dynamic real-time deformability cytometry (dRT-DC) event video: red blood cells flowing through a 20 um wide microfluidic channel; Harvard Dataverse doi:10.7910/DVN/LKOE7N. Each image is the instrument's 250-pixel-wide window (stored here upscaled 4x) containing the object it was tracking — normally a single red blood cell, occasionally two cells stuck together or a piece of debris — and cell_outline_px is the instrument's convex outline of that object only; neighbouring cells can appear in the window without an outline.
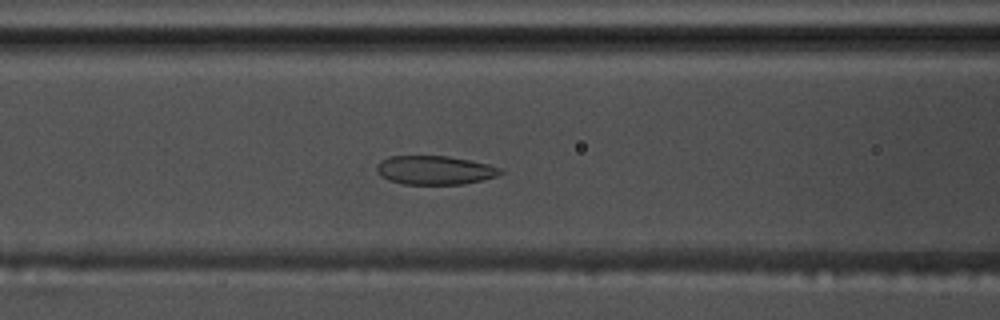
{"species": "common noctule bat (a hibernating species)", "species_latin": "Nyctalus noctula", "temperature_condition": "warm", "stored_images_in_passage": 58, "camera_frame_rate_fps": 3000, "um_per_image_px": 0.085, "animal": {"sex": "male", "body_mass_g": 17.5, "forearm_length_mm": 52.3}, "frame": {"image": 1, "passage_image": 24, "time_ms": 7.667, "image_size_px": [1000, 320], "cell_outline_px": [[504, 172], [496, 176], [484, 180], [464, 184], [404, 184], [388, 180], [376, 168], [376, 164], [380, 160], [392, 156], [448, 156], [488, 164], [500, 168]], "centroid_in_image_um": [36.98, 14.46], "position_along_channel_um": 129.6, "area_um2": 20.63}}
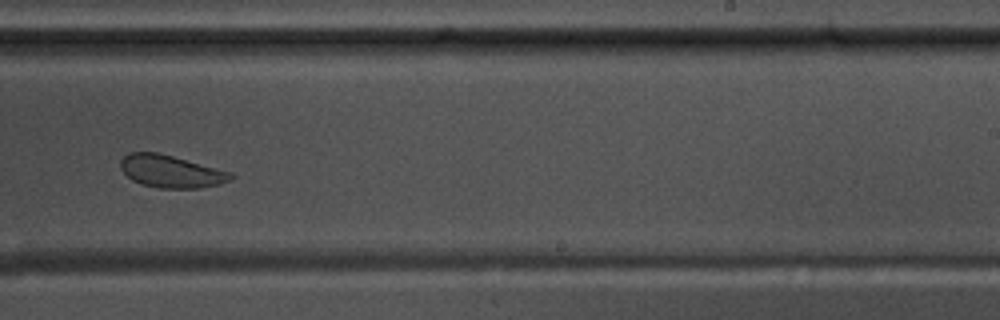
{"frame": {"image": 2, "passage_image": 36, "time_ms": 11.667, "image_size_px": [1000, 320], "cell_outline_px": [[236, 176], [232, 180], [220, 184], [200, 188], [160, 188], [144, 184], [132, 180], [120, 168], [120, 160], [128, 152], [156, 152], [172, 156], [232, 172]], "centroid_in_image_um": [14.56, 14.57], "position_along_channel_um": 274.4, "area_um2": 20.81}}
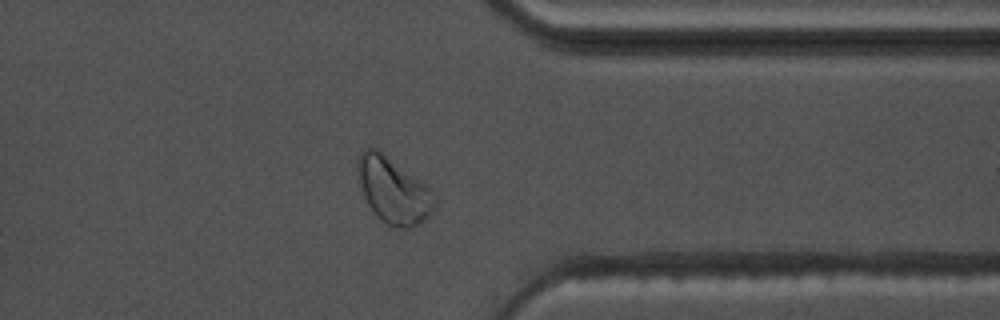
{"frame": {"image": 3, "passage_image": 45, "time_ms": 14.667, "image_size_px": [1000, 320], "cell_outline_px": [[436, 204], [432, 212], [420, 224], [412, 228], [400, 228], [388, 224], [376, 216], [368, 204], [364, 196], [356, 168], [356, 156], [360, 152], [368, 148], [376, 148], [424, 184], [432, 192], [436, 200]], "centroid_in_image_um": [33.41, 16.2], "position_along_channel_um": 378.0, "area_um2": 29.07}, "authors_computed_cell_mechanics": {"area_um2": 25.8077, "velocity_mm_per_s": 3.6307, "shape_relaxation_time_tau1_ms": 5.1448, "shape_relaxation_time_tau2_ms": 1.284, "deformation_change_tau1": 0.1096, "deformation_change_tau2": 0.0647}}